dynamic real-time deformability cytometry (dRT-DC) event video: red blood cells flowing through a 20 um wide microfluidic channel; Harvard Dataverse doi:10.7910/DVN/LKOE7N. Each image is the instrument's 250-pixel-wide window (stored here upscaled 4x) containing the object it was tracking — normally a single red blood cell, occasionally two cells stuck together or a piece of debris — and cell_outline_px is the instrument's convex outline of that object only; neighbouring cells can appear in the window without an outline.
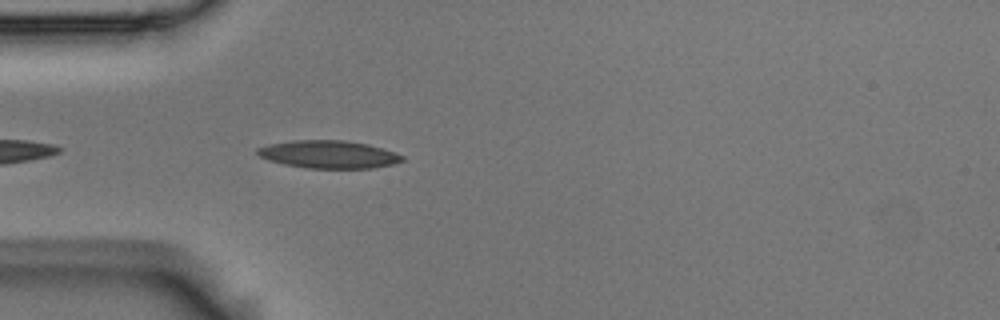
{"species": "Egyptian fruit bat (a non-hibernating species)", "species_latin": "Rousettus aegyptiacus", "temperature_condition": "room temperature", "stored_images_in_passage": 42, "camera_frame_rate_fps": 3000, "um_per_image_px": 0.085, "animal": {"sex": "male"}, "frame": {"image": 1, "passage_image": 3, "time_ms": 0.667, "image_size_px": [1000, 320], "cell_outline_px": [[404, 160], [392, 164], [372, 168], [308, 168], [284, 164], [268, 160], [260, 156], [256, 152], [256, 148], [268, 144], [292, 140], [344, 140], [368, 144], [396, 152], [404, 156]], "centroid_in_image_um": [27.93, 13.11], "position_along_channel_um": 57.1, "area_um2": 23.47}}
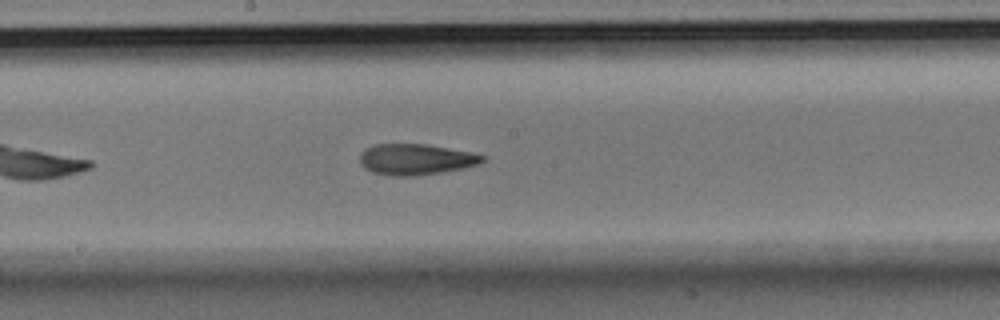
{"frame": {"image": 2, "passage_image": 16, "time_ms": 5.0, "image_size_px": [1000, 320], "cell_outline_px": [[484, 160], [480, 164], [464, 168], [416, 176], [392, 176], [372, 172], [364, 168], [360, 164], [360, 156], [364, 148], [372, 144], [428, 144], [472, 152], [484, 156]], "centroid_in_image_um": [35.32, 13.54], "position_along_channel_um": 212.9, "area_um2": 22.31}}
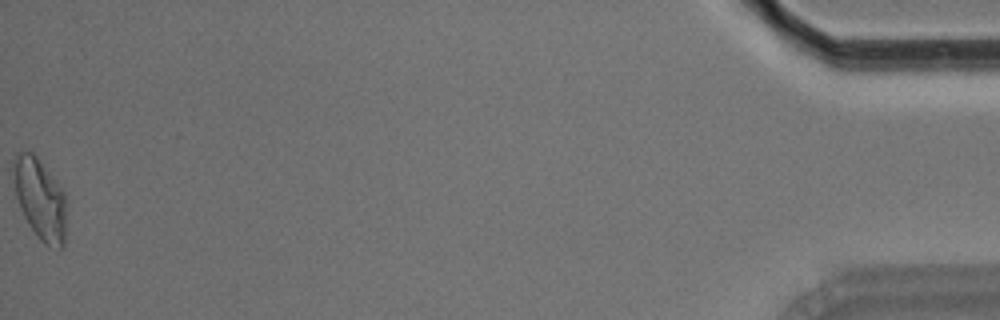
{"frame": {"image": 3, "passage_image": 42, "time_ms": 13.667, "image_size_px": [1000, 320], "cell_outline_px": [[64, 248], [60, 248], [44, 244], [36, 236], [28, 224], [20, 208], [16, 196], [12, 172], [12, 164], [16, 152], [32, 152], [36, 156], [64, 192]], "centroid_in_image_um": [3.35, 16.9], "position_along_channel_um": 431.8, "area_um2": 24.62}, "authors_computed_cell_mechanics": {"area_um2": 22.3108, "velocity_mm_per_s": 3.6736, "shape_relaxation_time_tau1_ms": 5.9843, "shape_relaxation_time_tau2_ms": 3.4912, "deformation_change_tau1": 0.2023, "deformation_change_tau2": 0.1236}}